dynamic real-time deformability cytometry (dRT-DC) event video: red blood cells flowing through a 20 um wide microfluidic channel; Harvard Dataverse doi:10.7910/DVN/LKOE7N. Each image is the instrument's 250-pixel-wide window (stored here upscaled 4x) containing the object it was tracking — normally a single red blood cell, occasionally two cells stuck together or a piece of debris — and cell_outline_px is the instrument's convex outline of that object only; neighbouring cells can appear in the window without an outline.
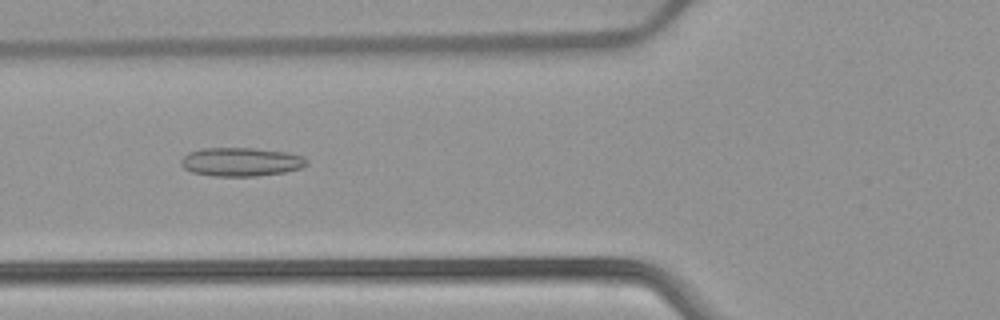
{"species": "common noctule bat (a hibernating species)", "species_latin": "Nyctalus noctula", "temperature_condition": "warm", "stored_images_in_passage": 50, "camera_frame_rate_fps": 3000, "um_per_image_px": 0.085, "animal": {"sex": "female", "body_mass_g": 22.7, "forearm_length_mm": 54.2}, "frame": {"image": 1, "passage_image": 20, "time_ms": 6.333, "image_size_px": [1000, 320], "cell_outline_px": [[308, 164], [300, 168], [284, 172], [256, 176], [212, 176], [192, 172], [184, 168], [180, 164], [180, 160], [188, 152], [200, 148], [252, 148], [284, 152], [304, 156], [308, 160]], "centroid_in_image_um": [20.46, 13.76], "position_along_channel_um": 105.3, "area_um2": 21.04}}
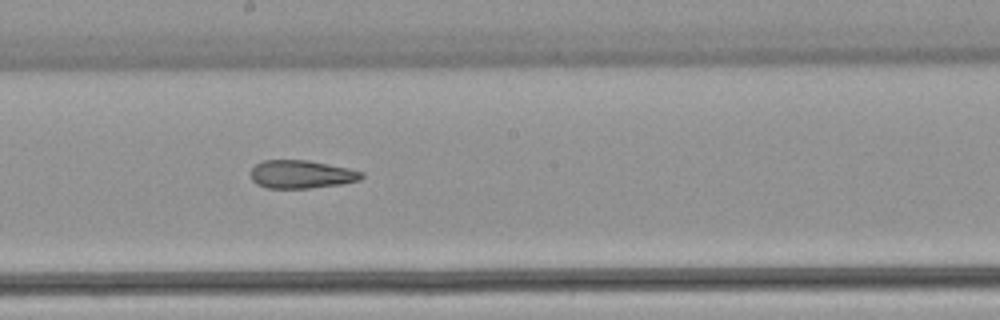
{"frame": {"image": 2, "passage_image": 29, "time_ms": 9.333, "image_size_px": [1000, 320], "cell_outline_px": [[364, 176], [360, 180], [340, 184], [308, 188], [264, 188], [256, 184], [252, 180], [252, 168], [256, 164], [264, 160], [308, 160], [348, 168], [364, 172]], "centroid_in_image_um": [25.62, 14.82], "position_along_channel_um": 222.6, "area_um2": 18.15}}
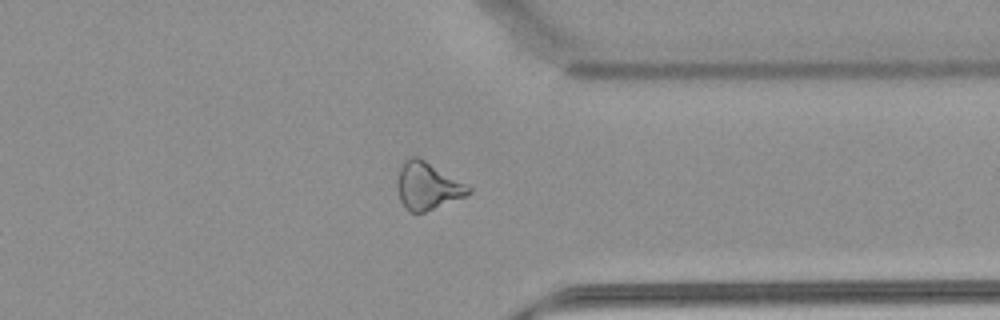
{"frame": {"image": 3, "passage_image": 41, "time_ms": 13.333, "image_size_px": [1000, 320], "cell_outline_px": [[472, 192], [464, 196], [424, 212], [408, 212], [400, 200], [396, 184], [400, 168], [412, 156], [420, 156], [472, 188]], "centroid_in_image_um": [36.32, 15.8], "position_along_channel_um": 375.1, "area_um2": 19.36}, "authors_computed_cell_mechanics": {"area_um2": 20.6635, "velocity_mm_per_s": 3.8982, "shape_relaxation_time_tau1_ms": null, "shape_relaxation_time_tau2_ms": 4.2564, "deformation_change_tau1": null, "deformation_change_tau2": 0.1504}}